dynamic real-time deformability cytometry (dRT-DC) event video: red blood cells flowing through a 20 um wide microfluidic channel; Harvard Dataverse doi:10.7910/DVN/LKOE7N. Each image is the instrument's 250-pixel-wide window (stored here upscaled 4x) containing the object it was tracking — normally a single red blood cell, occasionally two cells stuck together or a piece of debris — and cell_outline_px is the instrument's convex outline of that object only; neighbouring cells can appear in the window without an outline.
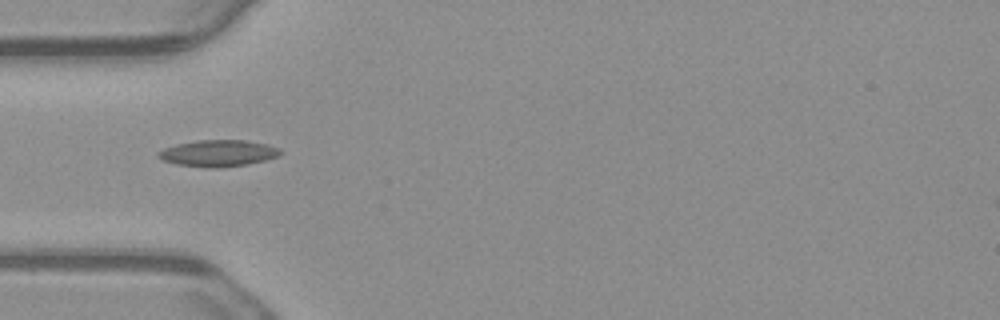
{"species": "common noctule bat (a hibernating species)", "species_latin": "Nyctalus noctula", "temperature_condition": "warm", "stored_images_in_passage": 1, "camera_frame_rate_fps": 3000, "um_per_image_px": 0.085, "animal": {"sex": "male", "body_mass_g": 23.1, "forearm_length_mm": 52.7}, "frame": {"image": 1, "passage_image": 1, "time_ms": 0.0, "image_size_px": [1000, 320], "cell_outline_px": [[284, 152], [280, 156], [248, 164], [216, 168], [208, 168], [176, 164], [164, 160], [156, 156], [156, 152], [164, 148], [176, 144], [196, 140], [244, 140], [268, 144], [280, 148]], "centroid_in_image_um": [18.56, 13.02], "position_along_channel_um": 66.4, "area_um2": 19.07}}